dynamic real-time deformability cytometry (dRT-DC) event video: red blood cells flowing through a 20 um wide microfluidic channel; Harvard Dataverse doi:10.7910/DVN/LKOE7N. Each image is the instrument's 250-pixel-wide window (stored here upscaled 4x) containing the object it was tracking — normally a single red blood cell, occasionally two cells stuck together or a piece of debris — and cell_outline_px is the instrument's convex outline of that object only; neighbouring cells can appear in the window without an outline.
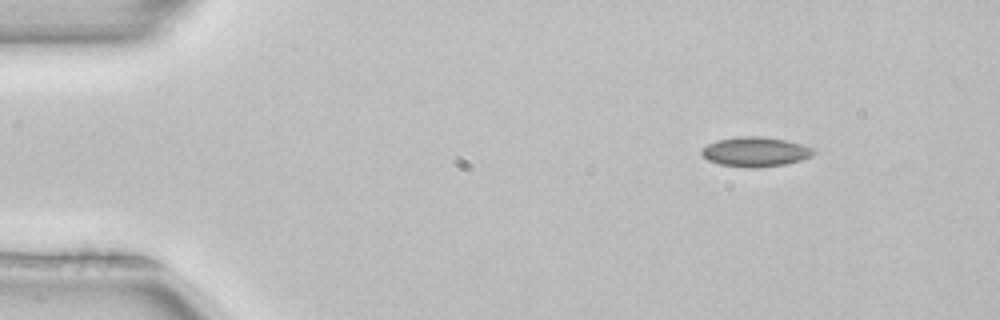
{"species": "common noctule bat (a hibernating species)", "species_latin": "Nyctalus noctula", "temperature_condition": "room temperature", "stored_images_in_passage": 46, "camera_frame_rate_fps": 3000, "um_per_image_px": 0.085, "animal": {"sex": "female", "body_mass_g": 22.7, "forearm_length_mm": 54.2}, "frame": {"image": 1, "passage_image": 1, "time_ms": 0.0, "image_size_px": [1000, 320], "cell_outline_px": [[816, 152], [812, 156], [800, 160], [784, 164], [752, 168], [748, 168], [720, 164], [708, 160], [700, 152], [708, 144], [716, 140], [740, 136], [760, 136], [784, 140], [800, 144], [812, 148]], "centroid_in_image_um": [64.19, 12.9], "position_along_channel_um": 20.8, "area_um2": 19.07}}
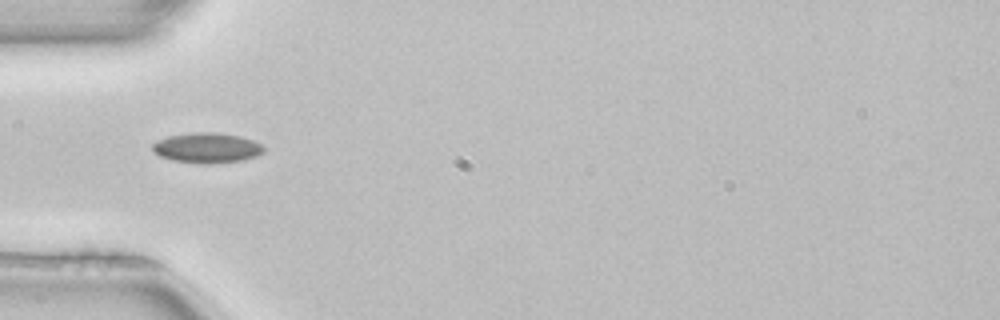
{"frame": {"image": 2, "passage_image": 11, "time_ms": 3.333, "image_size_px": [1000, 320], "cell_outline_px": [[264, 152], [256, 156], [240, 160], [172, 160], [160, 156], [152, 152], [152, 144], [156, 140], [168, 136], [192, 132], [216, 132], [240, 136], [252, 140], [260, 144], [264, 148]], "centroid_in_image_um": [17.55, 12.49], "position_along_channel_um": 67.5, "area_um2": 18.55}}
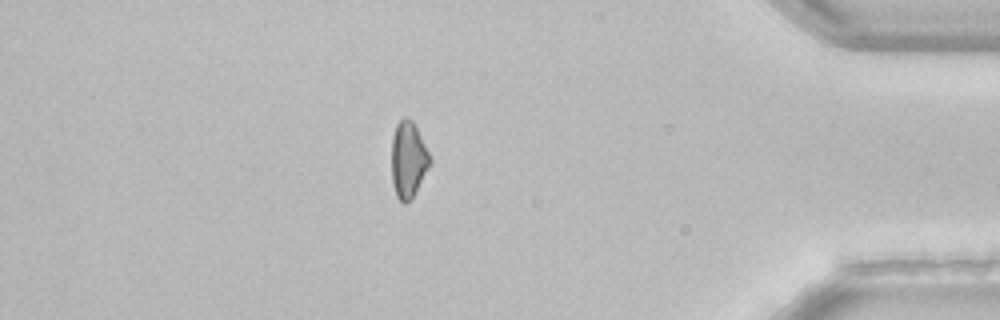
{"frame": {"image": 3, "passage_image": 39, "time_ms": 12.667, "image_size_px": [1000, 320], "cell_outline_px": [[432, 160], [428, 168], [412, 196], [404, 204], [396, 196], [392, 184], [392, 136], [396, 124], [404, 116], [408, 116], [412, 120]], "centroid_in_image_um": [34.67, 13.53], "position_along_channel_um": 400.5, "area_um2": 16.7}}